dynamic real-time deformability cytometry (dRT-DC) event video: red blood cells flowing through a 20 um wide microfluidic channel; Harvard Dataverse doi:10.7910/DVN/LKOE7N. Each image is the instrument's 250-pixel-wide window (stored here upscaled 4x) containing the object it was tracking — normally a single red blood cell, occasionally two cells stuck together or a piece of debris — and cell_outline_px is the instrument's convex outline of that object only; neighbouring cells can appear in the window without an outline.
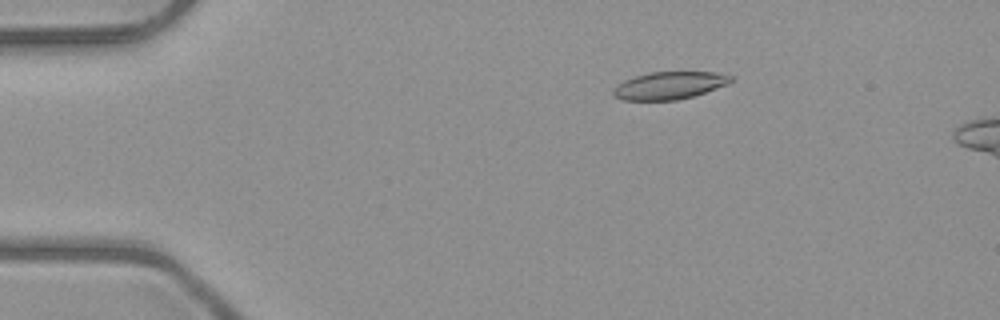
{"species": "common noctule bat (a hibernating species)", "species_latin": "Nyctalus noctula", "temperature_condition": "room temperature", "stored_images_in_passage": 52, "camera_frame_rate_fps": 3000, "um_per_image_px": 0.085, "animal": {"sex": "male", "body_mass_g": 23.1, "forearm_length_mm": 52.7}, "frame": {"image": 1, "passage_image": 10, "time_ms": 3.0, "image_size_px": [1000, 320], "cell_outline_px": [[736, 80], [728, 84], [692, 96], [676, 100], [624, 100], [612, 96], [612, 92], [624, 80], [648, 72], [712, 72], [732, 76]], "centroid_in_image_um": [56.91, 7.26], "position_along_channel_um": 28.1, "area_um2": 18.67}}
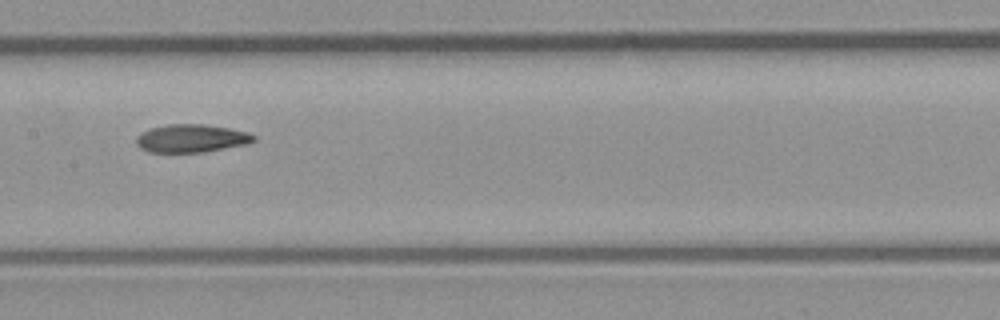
{"frame": {"image": 2, "passage_image": 27, "time_ms": 8.667, "image_size_px": [1000, 320], "cell_outline_px": [[256, 140], [248, 144], [204, 152], [148, 152], [140, 148], [136, 144], [136, 136], [140, 132], [152, 128], [168, 124], [204, 124], [228, 128], [248, 132], [256, 136]], "centroid_in_image_um": [16.26, 11.76], "position_along_channel_um": 191.1, "area_um2": 19.31}}
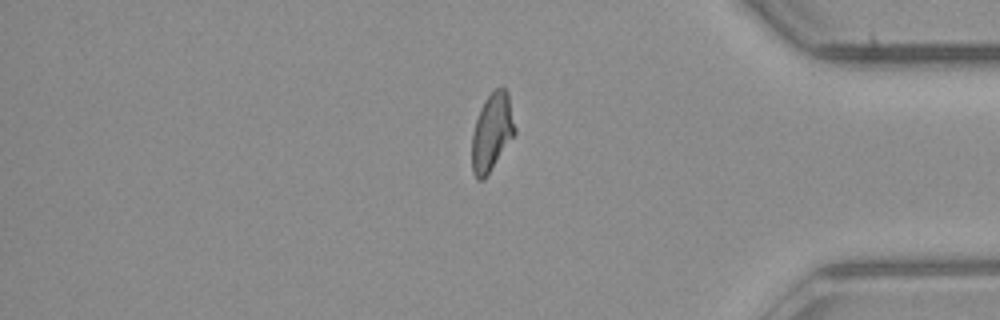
{"frame": {"image": 3, "passage_image": 44, "time_ms": 14.333, "image_size_px": [1000, 320], "cell_outline_px": [[516, 132], [484, 180], [476, 180], [472, 172], [472, 132], [480, 108], [484, 100], [496, 88], [504, 88], [508, 92], [516, 128]], "centroid_in_image_um": [41.8, 11.24], "position_along_channel_um": 393.4, "area_um2": 19.42}}